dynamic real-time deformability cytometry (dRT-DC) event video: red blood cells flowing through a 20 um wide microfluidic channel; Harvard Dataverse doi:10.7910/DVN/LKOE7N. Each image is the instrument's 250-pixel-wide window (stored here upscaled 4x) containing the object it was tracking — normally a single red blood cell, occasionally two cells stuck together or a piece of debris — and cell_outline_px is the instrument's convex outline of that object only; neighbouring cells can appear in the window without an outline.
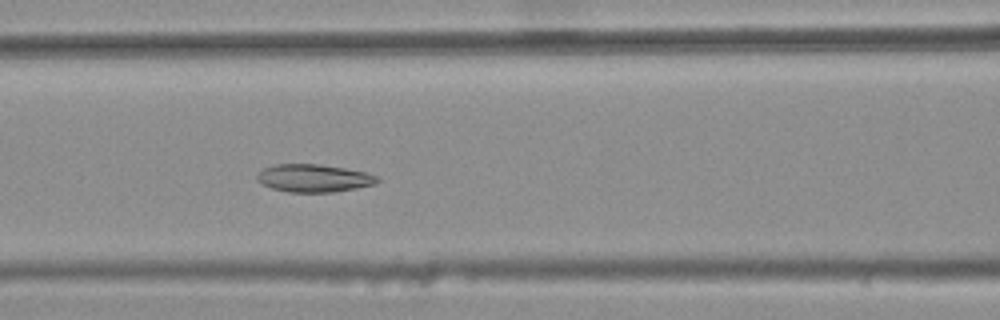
{"species": "common noctule bat (a hibernating species)", "species_latin": "Nyctalus noctula", "temperature_condition": "warm", "stored_images_in_passage": 34, "camera_frame_rate_fps": 3000, "um_per_image_px": 0.085, "animal": {"sex": "female", "body_mass_g": 25.1}, "frame": {"image": 1, "passage_image": 11, "time_ms": 3.333, "image_size_px": [1000, 320], "cell_outline_px": [[380, 180], [376, 184], [356, 188], [332, 192], [288, 192], [272, 188], [264, 184], [256, 176], [256, 172], [264, 168], [276, 164], [316, 164], [344, 168], [368, 172], [376, 176]], "centroid_in_image_um": [26.69, 15.14], "position_along_channel_um": 139.9, "area_um2": 19.36}}
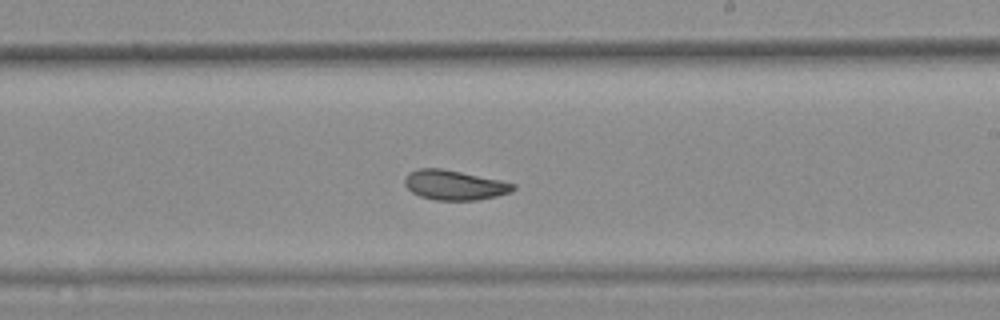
{"frame": {"image": 2, "passage_image": 20, "time_ms": 6.333, "image_size_px": [1000, 320], "cell_outline_px": [[516, 188], [512, 192], [496, 196], [476, 200], [436, 200], [420, 196], [412, 192], [404, 184], [404, 180], [408, 172], [420, 168], [440, 168], [500, 180], [516, 184]], "centroid_in_image_um": [38.62, 15.73], "position_along_channel_um": 250.4, "area_um2": 18.73}}
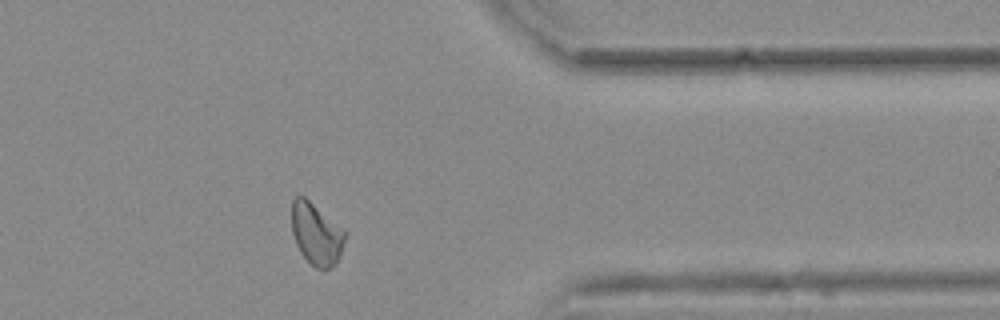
{"frame": {"image": 3, "passage_image": 32, "time_ms": 10.333, "image_size_px": [1000, 320], "cell_outline_px": [[344, 240], [340, 256], [332, 268], [324, 272], [316, 268], [300, 252], [296, 244], [292, 232], [292, 200], [296, 196], [304, 196], [344, 232]], "centroid_in_image_um": [26.85, 19.94], "position_along_channel_um": 384.5, "area_um2": 18.73}, "authors_computed_cell_mechanics": {"area_um2": 19.2185, "velocity_mm_per_s": 3.6877, "shape_relaxation_time_tau1_ms": null, "shape_relaxation_time_tau2_ms": 2.6062, "deformation_change_tau1": null, "deformation_change_tau2": 0.0657}}